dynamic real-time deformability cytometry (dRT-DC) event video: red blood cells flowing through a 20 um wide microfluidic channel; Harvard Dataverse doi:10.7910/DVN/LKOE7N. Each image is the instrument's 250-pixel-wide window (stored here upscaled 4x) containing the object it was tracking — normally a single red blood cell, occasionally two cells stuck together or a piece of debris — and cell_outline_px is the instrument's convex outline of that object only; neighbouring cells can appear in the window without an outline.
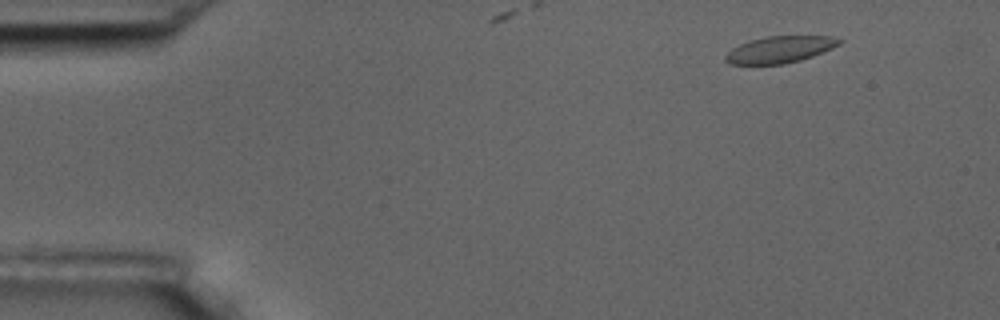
{"species": "common noctule bat (a hibernating species)", "species_latin": "Nyctalus noctula", "temperature_condition": "room temperature", "stored_images_in_passage": 5, "camera_frame_rate_fps": 3000, "um_per_image_px": 0.085, "animal": {"sex": "male", "body_mass_g": 17.5, "forearm_length_mm": 52.3}, "frame": {"image": 1, "passage_image": 1, "time_ms": 0.0, "image_size_px": [1000, 320], "cell_outline_px": [[844, 40], [840, 44], [832, 48], [812, 56], [800, 60], [784, 64], [728, 64], [724, 60], [724, 56], [732, 48], [748, 40], [764, 36], [832, 36]], "centroid_in_image_um": [66.27, 4.2], "position_along_channel_um": 18.7, "area_um2": 17.8}}